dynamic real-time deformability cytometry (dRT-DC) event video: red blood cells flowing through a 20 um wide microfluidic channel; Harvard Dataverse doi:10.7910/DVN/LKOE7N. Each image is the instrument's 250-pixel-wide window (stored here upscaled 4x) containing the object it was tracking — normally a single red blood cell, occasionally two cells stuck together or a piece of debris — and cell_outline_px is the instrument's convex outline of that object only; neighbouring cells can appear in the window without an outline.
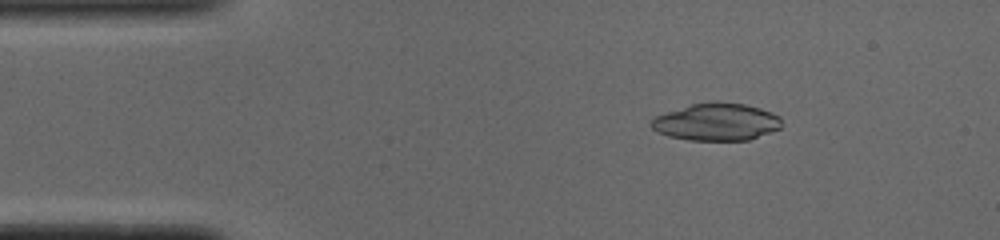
{"species": "common noctule bat (a hibernating species)", "species_latin": "Nyctalus noctula", "temperature_condition": "cold", "stored_images_in_passage": 50, "camera_frame_rate_fps": 3000, "um_per_image_px": 0.085, "animal": {"sex": "male", "body_mass_g": 19.0, "forearm_length_mm": 50.8}, "frame": {"image": 1, "passage_image": 7, "time_ms": 2.0, "image_size_px": [1000, 240], "cell_outline_px": [[780, 128], [748, 140], [688, 140], [668, 136], [656, 132], [648, 124], [656, 116], [692, 104], [712, 100], [716, 100], [744, 104], [760, 108], [772, 112], [780, 116]], "centroid_in_image_um": [60.88, 10.35], "position_along_channel_um": 24.1, "area_um2": 28.44}}
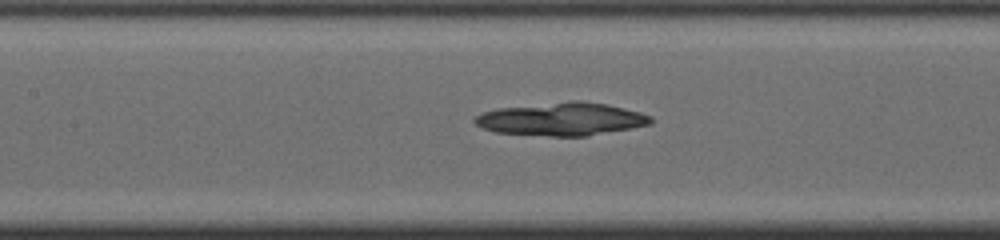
{"frame": {"image": 2, "passage_image": 22, "time_ms": 7.0, "image_size_px": [1000, 240], "cell_outline_px": [[652, 120], [648, 124], [632, 128], [588, 136], [552, 136], [496, 132], [484, 128], [476, 124], [472, 120], [476, 116], [484, 112], [496, 108], [572, 100], [580, 100], [608, 104], [640, 112], [652, 116]], "centroid_in_image_um": [47.75, 10.11], "position_along_channel_um": 159.7, "area_um2": 33.81}}
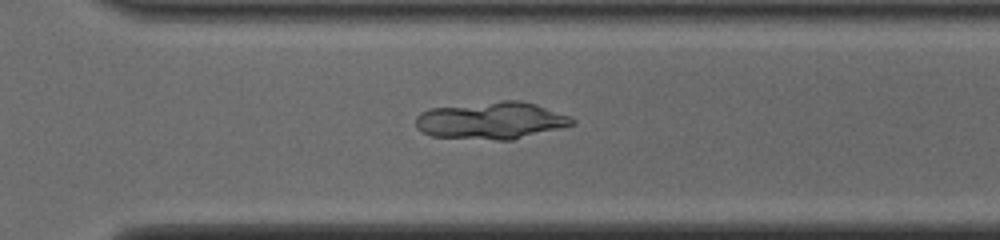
{"frame": {"image": 3, "passage_image": 35, "time_ms": 11.333, "image_size_px": [1000, 240], "cell_outline_px": [[576, 124], [512, 140], [496, 140], [432, 136], [416, 128], [416, 116], [420, 112], [432, 108], [504, 100], [520, 100], [536, 104], [568, 116], [576, 120]], "centroid_in_image_um": [41.76, 10.24], "position_along_channel_um": 328.8, "area_um2": 33.76}}